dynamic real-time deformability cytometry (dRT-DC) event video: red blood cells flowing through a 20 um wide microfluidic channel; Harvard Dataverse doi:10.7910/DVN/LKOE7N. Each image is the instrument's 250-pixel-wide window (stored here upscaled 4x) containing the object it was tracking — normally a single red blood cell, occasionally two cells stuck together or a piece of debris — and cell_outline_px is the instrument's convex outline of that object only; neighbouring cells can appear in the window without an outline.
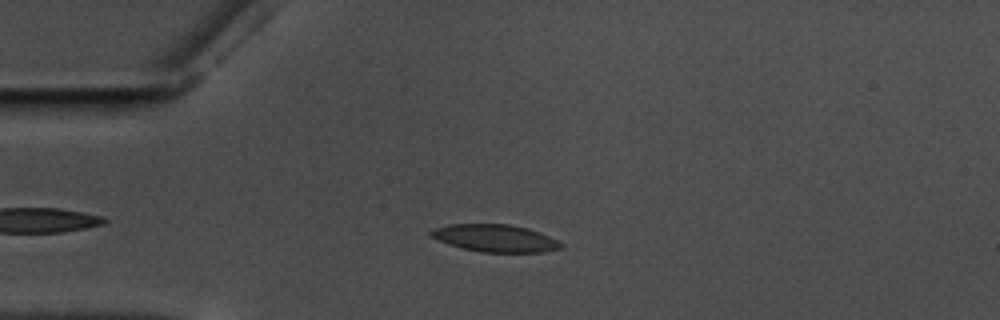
{"species": "common noctule bat (a hibernating species)", "species_latin": "Nyctalus noctula", "temperature_condition": "warm", "stored_images_in_passage": 46, "camera_frame_rate_fps": 3000, "um_per_image_px": 0.085, "animal": {"sex": "male", "body_mass_g": 17.5, "forearm_length_mm": 52.3}, "frame": {"image": 1, "passage_image": 9, "time_ms": 2.667, "image_size_px": [1000, 320], "cell_outline_px": [[564, 248], [544, 252], [480, 252], [448, 244], [432, 236], [428, 232], [436, 228], [448, 224], [508, 224], [528, 228], [540, 232], [564, 244]], "centroid_in_image_um": [42.14, 20.25], "position_along_channel_um": 42.9, "area_um2": 20.63}}
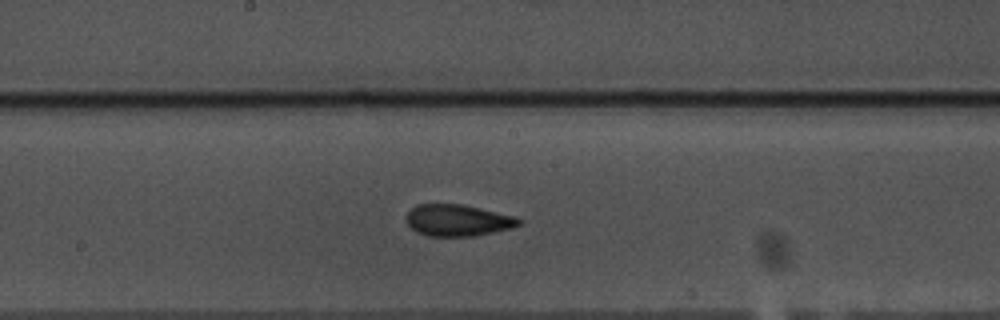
{"frame": {"image": 2, "passage_image": 25, "time_ms": 8.0, "image_size_px": [1000, 320], "cell_outline_px": [[520, 224], [512, 228], [472, 236], [428, 236], [416, 232], [404, 220], [408, 212], [412, 208], [420, 204], [464, 204], [516, 216], [520, 220]], "centroid_in_image_um": [38.89, 18.72], "position_along_channel_um": 209.3, "area_um2": 20.75}}
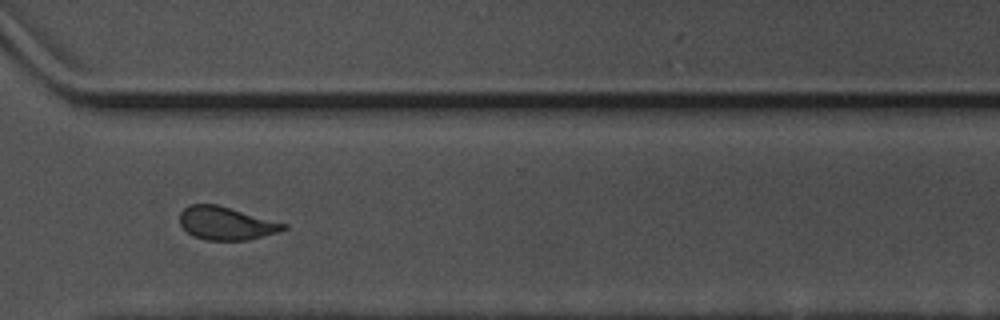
{"frame": {"image": 3, "passage_image": 37, "time_ms": 12.0, "image_size_px": [1000, 320], "cell_outline_px": [[288, 228], [276, 232], [248, 240], [208, 240], [196, 236], [188, 232], [180, 224], [180, 212], [184, 208], [192, 204], [216, 204], [288, 224]], "centroid_in_image_um": [19.22, 18.97], "position_along_channel_um": 351.4, "area_um2": 19.71}, "authors_computed_cell_mechanics": {"area_um2": 20.4612, "velocity_mm_per_s": 3.5485, "shape_relaxation_time_tau1_ms": 5.1754, "shape_relaxation_time_tau2_ms": 1.2171, "deformation_change_tau1": 0.138, "deformation_change_tau2": 0.0714}}